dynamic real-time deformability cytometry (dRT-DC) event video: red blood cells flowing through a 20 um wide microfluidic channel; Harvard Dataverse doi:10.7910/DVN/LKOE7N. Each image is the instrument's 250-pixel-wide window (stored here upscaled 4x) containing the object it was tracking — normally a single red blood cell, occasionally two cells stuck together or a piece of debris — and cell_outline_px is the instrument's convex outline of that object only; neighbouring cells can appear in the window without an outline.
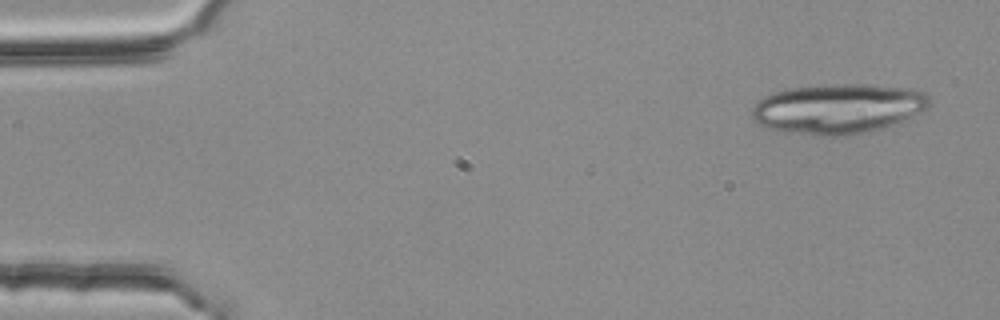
{"species": "common noctule bat (a hibernating species)", "species_latin": "Nyctalus noctula", "temperature_condition": "room temperature", "stored_images_in_passage": 4, "camera_frame_rate_fps": 3000, "um_per_image_px": 0.085, "animal": {"sex": "female", "body_mass_g": 25.1}, "frame": {"image": 1, "passage_image": 1, "time_ms": 0.0, "image_size_px": [1000, 320], "cell_outline_px": [[928, 108], [884, 128], [868, 132], [848, 136], [820, 136], [792, 132], [768, 128], [756, 124], [752, 120], [752, 108], [756, 100], [772, 92], [788, 88], [836, 84], [868, 84], [912, 88], [924, 92], [928, 96]], "centroid_in_image_um": [71.19, 9.23], "position_along_channel_um": 13.8, "area_um2": 51.9}}